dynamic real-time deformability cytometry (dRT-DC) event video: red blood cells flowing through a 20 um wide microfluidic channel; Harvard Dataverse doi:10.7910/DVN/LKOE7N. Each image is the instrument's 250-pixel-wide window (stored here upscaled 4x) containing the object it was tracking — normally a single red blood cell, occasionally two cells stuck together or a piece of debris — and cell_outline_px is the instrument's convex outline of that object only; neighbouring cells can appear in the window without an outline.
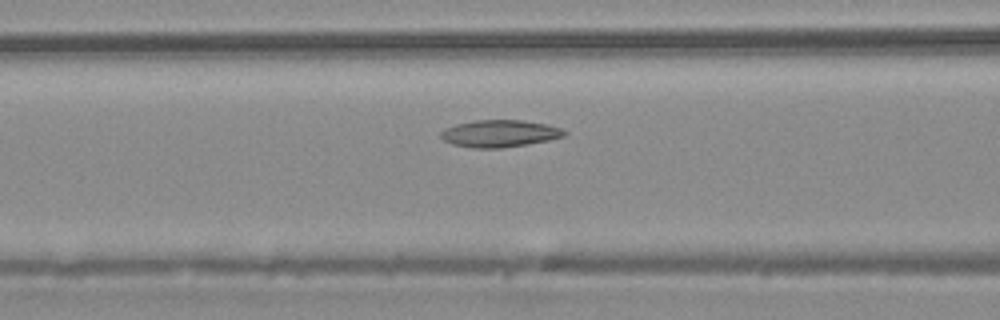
{"species": "common noctule bat (a hibernating species)", "species_latin": "Nyctalus noctula", "temperature_condition": "warm", "stored_images_in_passage": 22, "camera_frame_rate_fps": 3000, "um_per_image_px": 0.085, "animal": {"sex": "male", "body_mass_g": 20.4}, "frame": {"image": 1, "passage_image": 10, "time_ms": 3.0, "image_size_px": [1000, 320], "cell_outline_px": [[568, 132], [564, 136], [548, 140], [528, 144], [500, 148], [476, 148], [452, 144], [444, 140], [440, 136], [440, 132], [444, 128], [456, 124], [476, 120], [524, 120], [548, 124], [560, 128]], "centroid_in_image_um": [42.47, 11.34], "position_along_channel_um": 124.1, "area_um2": 19.54}}
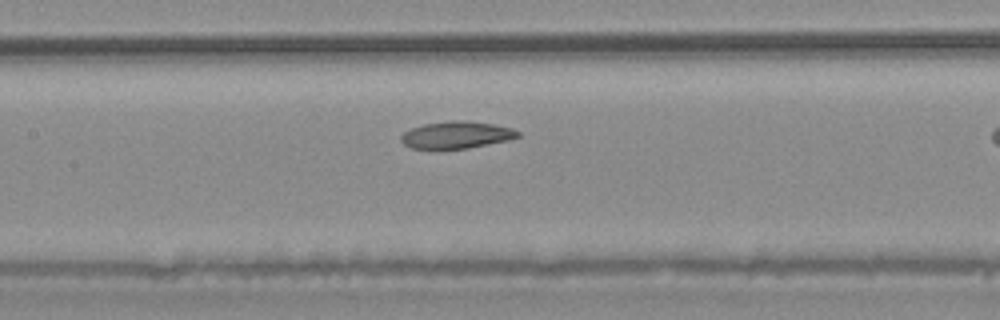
{"frame": {"image": 2, "passage_image": 13, "time_ms": 4.0, "image_size_px": [1000, 320], "cell_outline_px": [[520, 136], [508, 140], [468, 148], [412, 148], [404, 144], [400, 140], [400, 136], [404, 132], [412, 128], [424, 124], [456, 120], [464, 120], [492, 124], [512, 128], [520, 132]], "centroid_in_image_um": [38.81, 11.46], "position_along_channel_um": 168.6, "area_um2": 18.15}}
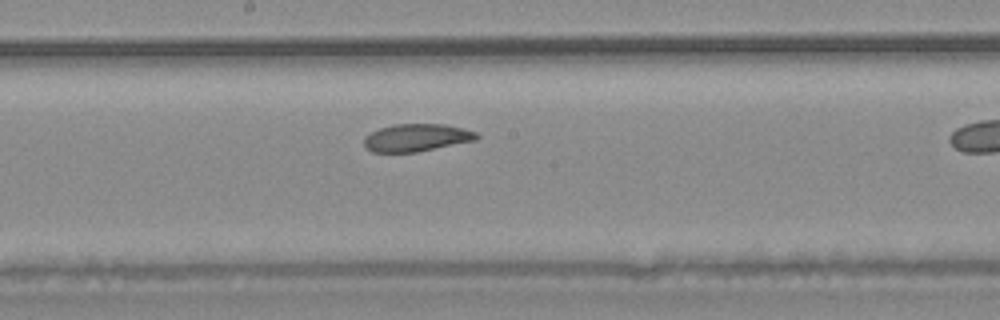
{"frame": {"image": 3, "passage_image": 16, "time_ms": 5.0, "image_size_px": [1000, 320], "cell_outline_px": [[480, 136], [476, 140], [416, 152], [372, 152], [364, 148], [364, 136], [380, 128], [396, 124], [444, 124], [464, 128], [476, 132]], "centroid_in_image_um": [35.4, 11.7], "position_along_channel_um": 212.8, "area_um2": 18.09}}